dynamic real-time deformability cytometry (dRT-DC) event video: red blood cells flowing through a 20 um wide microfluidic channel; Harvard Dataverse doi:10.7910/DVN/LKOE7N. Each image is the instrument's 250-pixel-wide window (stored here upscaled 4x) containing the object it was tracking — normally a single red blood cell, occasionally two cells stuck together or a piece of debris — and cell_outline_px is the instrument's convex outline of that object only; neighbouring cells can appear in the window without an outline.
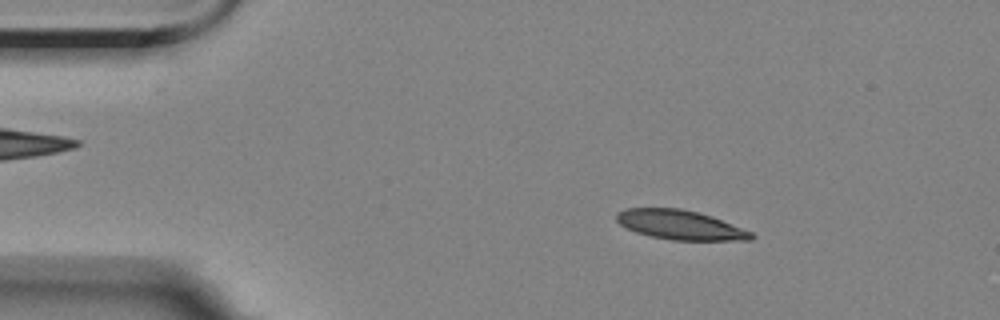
{"species": "Egyptian fruit bat (a non-hibernating species)", "species_latin": "Rousettus aegyptiacus", "temperature_condition": "room temperature", "stored_images_in_passage": 5, "camera_frame_rate_fps": 3000, "um_per_image_px": 0.085, "animal": {"sex": "female"}, "frame": {"image": 1, "passage_image": 3, "time_ms": 2.0, "image_size_px": [1000, 320], "cell_outline_px": [[756, 236], [752, 240], [672, 240], [652, 236], [636, 232], [620, 224], [616, 220], [616, 212], [624, 208], [680, 208], [712, 216], [752, 232]], "centroid_in_image_um": [57.81, 19.11], "position_along_channel_um": 27.2, "area_um2": 23.0}}